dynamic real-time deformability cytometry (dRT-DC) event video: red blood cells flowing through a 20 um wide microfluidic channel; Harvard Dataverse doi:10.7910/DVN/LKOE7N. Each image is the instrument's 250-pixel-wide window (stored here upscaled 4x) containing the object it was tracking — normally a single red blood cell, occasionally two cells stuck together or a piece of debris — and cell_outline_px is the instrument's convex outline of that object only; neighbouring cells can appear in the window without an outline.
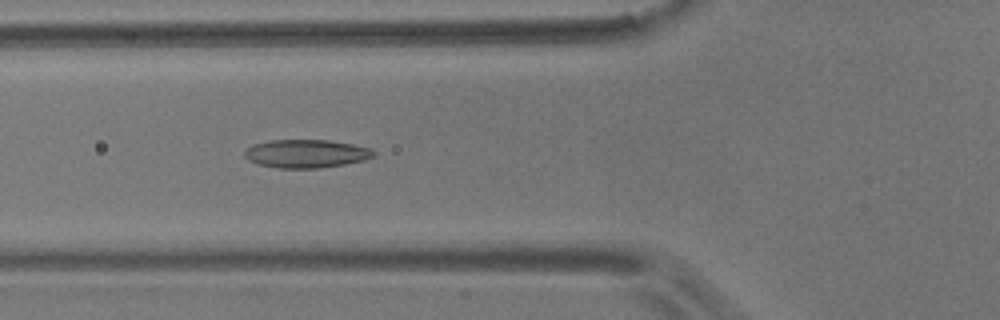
{"species": "common noctule bat (a hibernating species)", "species_latin": "Nyctalus noctula", "temperature_condition": "room temperature", "stored_images_in_passage": 39, "camera_frame_rate_fps": 3000, "um_per_image_px": 0.085, "animal": {"sex": "male", "body_mass_g": 17.9}, "frame": {"image": 1, "passage_image": 3, "time_ms": 0.667, "image_size_px": [1000, 320], "cell_outline_px": [[376, 152], [372, 156], [364, 160], [344, 164], [320, 168], [280, 168], [260, 164], [248, 160], [244, 156], [244, 152], [252, 144], [272, 140], [328, 140], [352, 144], [372, 148]], "centroid_in_image_um": [26.03, 13.05], "position_along_channel_um": 99.8, "area_um2": 21.15}}
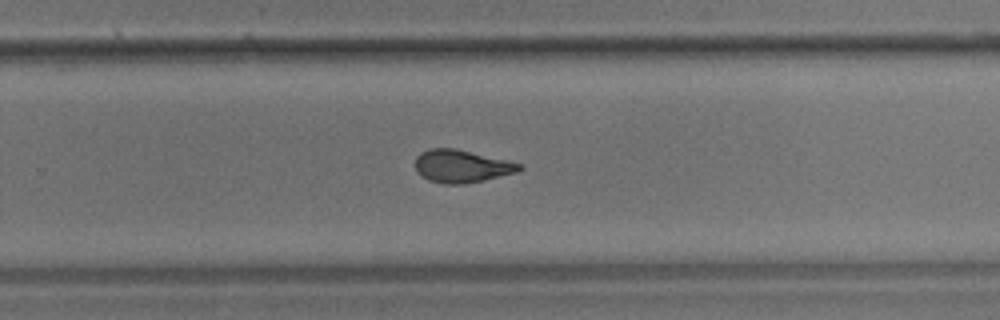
{"frame": {"image": 2, "passage_image": 19, "time_ms": 6.0, "image_size_px": [1000, 320], "cell_outline_px": [[524, 168], [516, 172], [484, 180], [464, 184], [444, 184], [428, 180], [420, 176], [416, 172], [416, 156], [420, 152], [428, 148], [456, 148], [508, 160], [524, 164]], "centroid_in_image_um": [39.23, 14.12], "position_along_channel_um": 290.6, "area_um2": 20.11}}
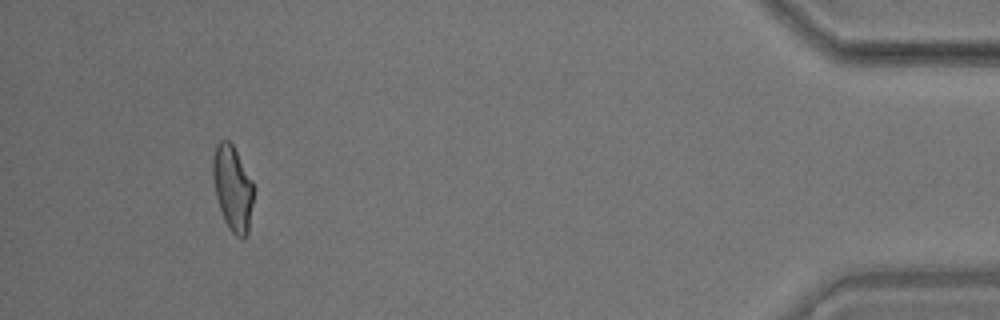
{"frame": {"image": 3, "passage_image": 35, "time_ms": 11.333, "image_size_px": [1000, 320], "cell_outline_px": [[252, 204], [248, 232], [244, 236], [236, 236], [228, 228], [224, 220], [216, 196], [212, 176], [212, 160], [216, 144], [220, 140], [228, 140], [232, 144], [252, 180]], "centroid_in_image_um": [19.74, 15.96], "position_along_channel_um": 415.5, "area_um2": 19.88}}